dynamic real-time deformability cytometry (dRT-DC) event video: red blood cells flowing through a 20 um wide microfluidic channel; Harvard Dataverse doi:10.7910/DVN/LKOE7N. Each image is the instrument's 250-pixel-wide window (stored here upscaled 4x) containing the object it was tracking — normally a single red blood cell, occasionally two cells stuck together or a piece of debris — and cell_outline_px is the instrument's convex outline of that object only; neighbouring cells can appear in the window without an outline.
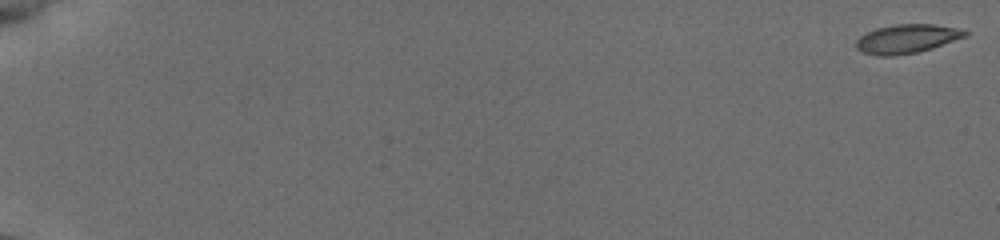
{"species": "common noctule bat (a hibernating species)", "species_latin": "Nyctalus noctula", "temperature_condition": "cold", "stored_images_in_passage": 56, "camera_frame_rate_fps": 3000, "um_per_image_px": 0.085, "animal": {"sex": "female", "body_mass_g": 19.5, "forearm_length_mm": 54.1}, "frame": {"image": 1, "passage_image": 1, "time_ms": 0.0, "image_size_px": [1000, 240], "cell_outline_px": [[968, 36], [932, 48], [916, 52], [892, 56], [880, 56], [864, 52], [856, 48], [856, 40], [860, 36], [876, 28], [892, 24], [932, 24], [956, 28], [968, 32]], "centroid_in_image_um": [77.08, 3.29], "position_along_channel_um": 7.9, "area_um2": 18.21}}
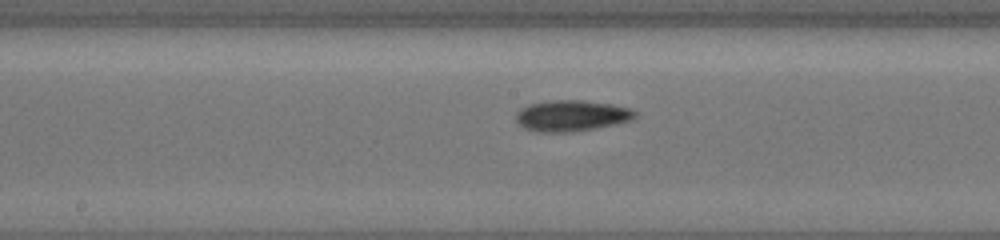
{"frame": {"image": 2, "passage_image": 32, "time_ms": 10.333, "image_size_px": [1000, 240], "cell_outline_px": [[640, 116], [632, 120], [616, 124], [596, 128], [572, 132], [536, 132], [524, 128], [516, 124], [516, 112], [520, 108], [528, 104], [552, 100], [584, 100], [612, 104], [632, 108], [640, 112]], "centroid_in_image_um": [48.62, 9.83], "position_along_channel_um": 199.6, "area_um2": 22.14}}
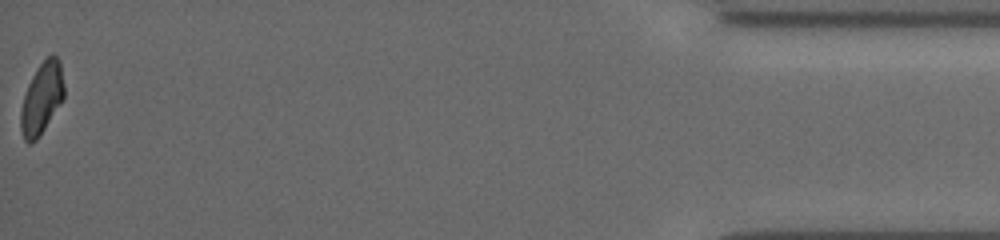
{"frame": {"image": 3, "passage_image": 56, "time_ms": 18.333, "image_size_px": [1000, 240], "cell_outline_px": [[64, 96], [44, 128], [36, 140], [28, 144], [24, 140], [20, 128], [20, 112], [24, 96], [28, 84], [36, 68], [52, 52], [60, 60], [64, 84]], "centroid_in_image_um": [3.54, 8.32], "position_along_channel_um": 431.7, "area_um2": 17.86}, "authors_computed_cell_mechanics": {"area_um2": 18.8717, "velocity_mm_per_s": 3.8745, "shape_relaxation_time_tau1_ms": 2.1586, "shape_relaxation_time_tau2_ms": 3.8197, "deformation_change_tau1": 0.1073, "deformation_change_tau2": 0.1011}}